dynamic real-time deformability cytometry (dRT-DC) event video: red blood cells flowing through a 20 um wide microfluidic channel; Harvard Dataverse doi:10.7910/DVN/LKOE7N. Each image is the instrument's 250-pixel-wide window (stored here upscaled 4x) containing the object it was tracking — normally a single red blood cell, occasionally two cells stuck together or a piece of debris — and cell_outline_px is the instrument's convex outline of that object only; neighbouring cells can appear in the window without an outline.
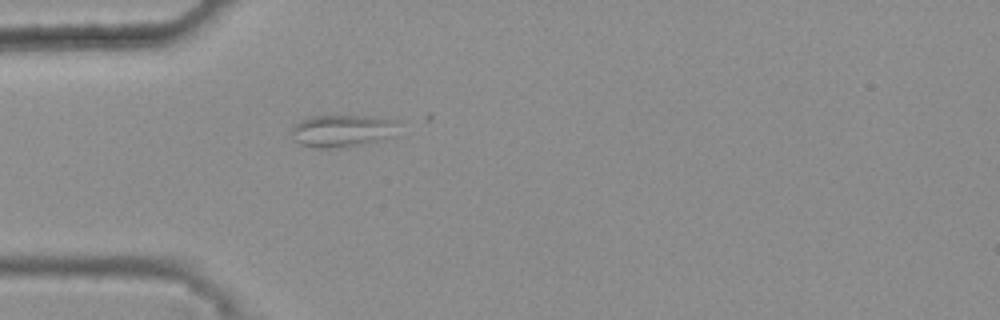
{"species": "common noctule bat (a hibernating species)", "species_latin": "Nyctalus noctula", "temperature_condition": "warm", "stored_images_in_passage": 2, "camera_frame_rate_fps": 3000, "um_per_image_px": 0.085, "animal": {"sex": "female", "body_mass_g": 25.1}, "frame": {"image": 1, "passage_image": 1, "time_ms": 0.0, "image_size_px": [1000, 320], "cell_outline_px": [[400, 120], [384, 136], [376, 140], [356, 144], [328, 148], [316, 148], [300, 144], [296, 140], [292, 132], [292, 128], [300, 120], [312, 116], [372, 116]], "centroid_in_image_um": [28.97, 11.08], "position_along_channel_um": 56.0, "area_um2": 19.02}}